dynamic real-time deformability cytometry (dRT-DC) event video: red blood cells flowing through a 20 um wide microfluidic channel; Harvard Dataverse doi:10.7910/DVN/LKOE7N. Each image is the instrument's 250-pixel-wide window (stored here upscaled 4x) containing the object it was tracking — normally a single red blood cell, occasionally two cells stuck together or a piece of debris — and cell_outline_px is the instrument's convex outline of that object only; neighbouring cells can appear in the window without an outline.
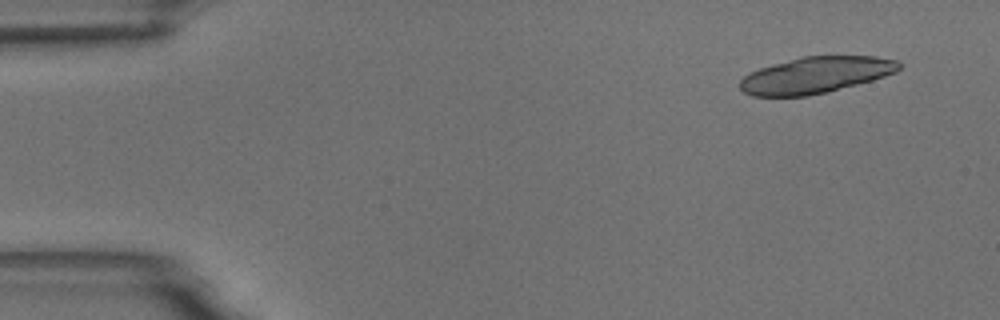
{"species": "common noctule bat (a hibernating species)", "species_latin": "Nyctalus noctula", "temperature_condition": "room temperature", "stored_images_in_passage": 2, "camera_frame_rate_fps": 3000, "um_per_image_px": 0.085, "animal": {"sex": "male", "body_mass_g": 18.8}, "frame": {"image": 1, "passage_image": 2, "time_ms": 2.0, "image_size_px": [1000, 320], "cell_outline_px": [[904, 64], [896, 72], [872, 80], [828, 92], [804, 96], [752, 96], [744, 92], [740, 88], [740, 80], [744, 76], [760, 68], [772, 64], [800, 56], [876, 56], [896, 60]], "centroid_in_image_um": [69.35, 6.37], "position_along_channel_um": 15.7, "area_um2": 33.7}}